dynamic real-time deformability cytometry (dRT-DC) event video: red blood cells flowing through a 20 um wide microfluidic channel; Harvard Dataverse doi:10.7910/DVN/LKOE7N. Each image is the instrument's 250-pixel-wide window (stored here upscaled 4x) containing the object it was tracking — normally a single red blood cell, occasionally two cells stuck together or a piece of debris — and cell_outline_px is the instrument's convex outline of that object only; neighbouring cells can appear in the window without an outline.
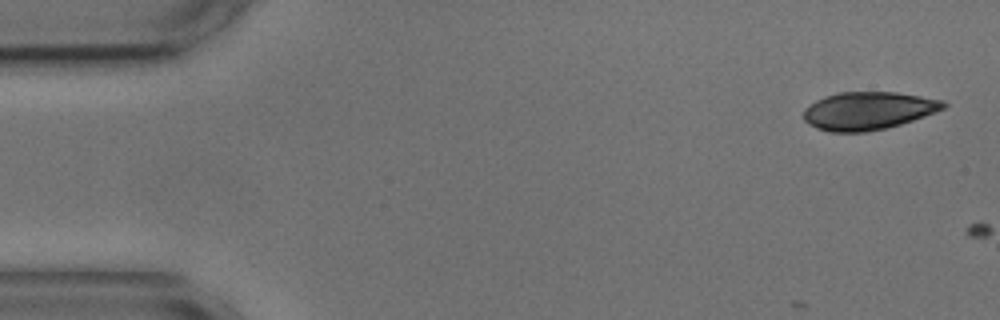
{"species": "common noctule bat (a hibernating species)", "species_latin": "Nyctalus noctula", "temperature_condition": "cold", "stored_images_in_passage": 5, "camera_frame_rate_fps": 3000, "um_per_image_px": 0.085, "animal": {"sex": "male", "body_mass_g": 17.9, "forearm_length_mm": 54.2}, "frame": {"image": 1, "passage_image": 1, "time_ms": 0.0, "image_size_px": [1000, 320], "cell_outline_px": [[948, 104], [944, 108], [936, 112], [888, 128], [864, 132], [828, 132], [816, 128], [808, 124], [804, 120], [804, 108], [816, 100], [824, 96], [840, 92], [896, 92], [944, 100]], "centroid_in_image_um": [73.78, 9.42], "position_along_channel_um": 11.2, "area_um2": 30.98}}